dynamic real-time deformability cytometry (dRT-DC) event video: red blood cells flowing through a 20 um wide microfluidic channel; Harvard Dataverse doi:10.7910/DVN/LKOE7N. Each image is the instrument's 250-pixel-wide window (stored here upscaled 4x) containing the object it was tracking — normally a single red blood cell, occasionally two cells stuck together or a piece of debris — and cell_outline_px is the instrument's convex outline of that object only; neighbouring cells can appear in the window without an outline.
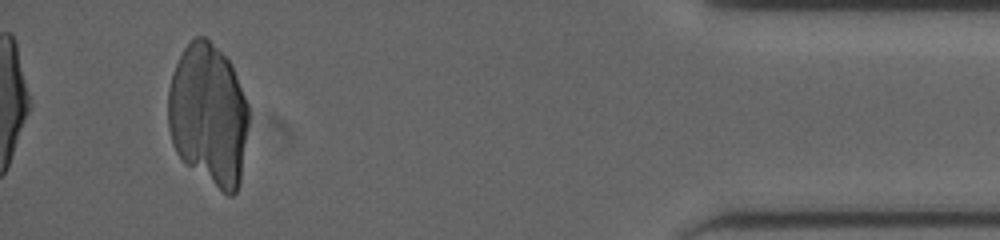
{"species": "human", "species_latin": "Homo sapiens", "temperature_condition": "cold", "stored_images_in_passage": 26, "camera_frame_rate_fps": 3000, "um_per_image_px": 0.085, "donor": {"sex": "male"}, "frame": {"image": 1, "passage_image": 25, "time_ms": 9.667, "image_size_px": [1000, 240], "cell_outline_px": [[248, 124], [240, 184], [236, 192], [232, 196], [228, 196], [188, 164], [176, 152], [168, 128], [168, 88], [172, 72], [184, 48], [196, 36], [204, 36], [232, 64], [248, 104]], "centroid_in_image_um": [17.72, 9.75], "position_along_channel_um": 417.5, "area_um2": 66.35}}